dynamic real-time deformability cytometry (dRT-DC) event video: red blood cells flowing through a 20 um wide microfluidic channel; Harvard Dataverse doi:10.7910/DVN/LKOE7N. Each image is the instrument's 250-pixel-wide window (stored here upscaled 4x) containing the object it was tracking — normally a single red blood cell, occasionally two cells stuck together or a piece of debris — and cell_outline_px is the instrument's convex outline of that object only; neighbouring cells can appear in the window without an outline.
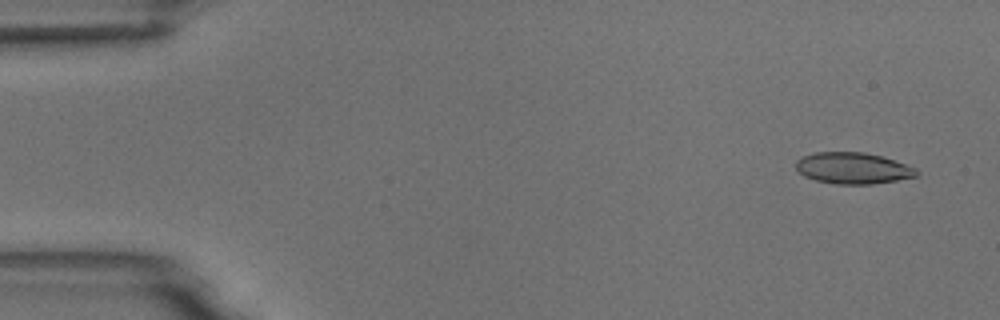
{"species": "common noctule bat (a hibernating species)", "species_latin": "Nyctalus noctula", "temperature_condition": "room temperature", "stored_images_in_passage": 5, "camera_frame_rate_fps": 3000, "um_per_image_px": 0.085, "animal": {"sex": "male", "body_mass_g": 18.8}, "frame": {"image": 1, "passage_image": 1, "time_ms": 0.0, "image_size_px": [1000, 320], "cell_outline_px": [[920, 172], [916, 176], [896, 180], [872, 184], [836, 184], [816, 180], [804, 176], [796, 168], [796, 160], [804, 156], [816, 152], [864, 152], [880, 156], [916, 168]], "centroid_in_image_um": [72.49, 14.3], "position_along_channel_um": 12.5, "area_um2": 21.79}}
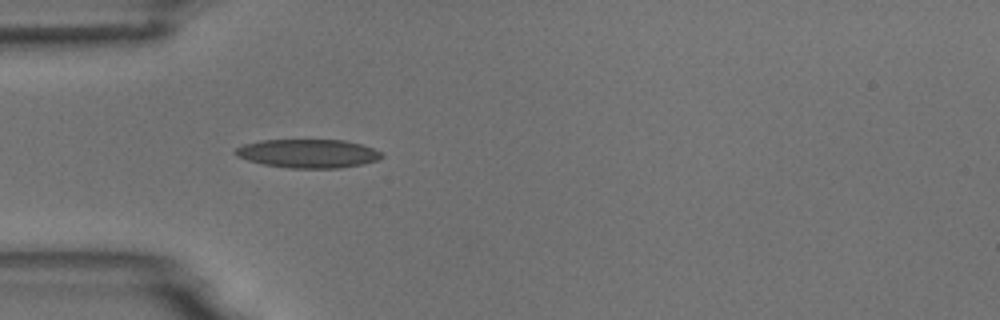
{"frame": {"image": 2, "passage_image": 5, "time_ms": 4.333, "image_size_px": [1000, 320], "cell_outline_px": [[384, 156], [376, 160], [364, 164], [340, 168], [288, 168], [264, 164], [248, 160], [236, 156], [232, 152], [236, 148], [244, 144], [260, 140], [344, 140], [360, 144], [372, 148], [380, 152]], "centroid_in_image_um": [26.16, 13.05], "position_along_channel_um": 58.8, "area_um2": 24.39}}